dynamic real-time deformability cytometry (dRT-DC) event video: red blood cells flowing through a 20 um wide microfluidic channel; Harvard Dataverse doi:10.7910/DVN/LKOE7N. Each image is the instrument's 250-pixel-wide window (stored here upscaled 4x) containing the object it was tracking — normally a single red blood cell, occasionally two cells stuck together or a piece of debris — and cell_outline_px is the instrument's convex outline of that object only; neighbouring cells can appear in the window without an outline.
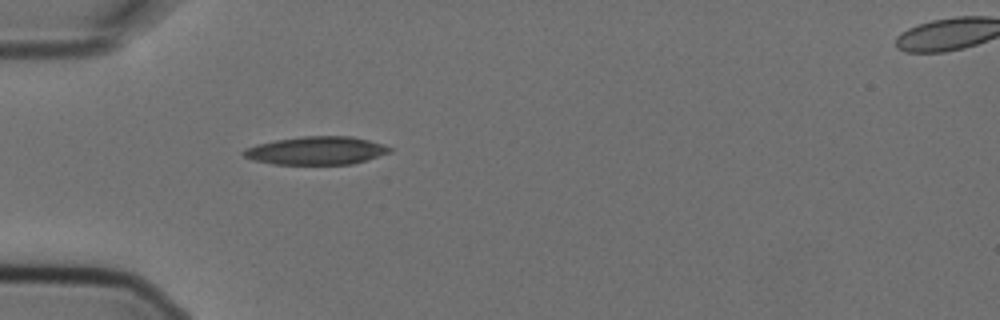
{"species": "Egyptian fruit bat (a non-hibernating species)", "species_latin": "Rousettus aegyptiacus", "temperature_condition": "cold", "stored_images_in_passage": 2, "segment_of_instrument_passage": [1, 2], "camera_frame_rate_fps": 3000, "um_per_image_px": 0.085, "animal": {"sex": "female"}, "frame": {"image": 1, "passage_image": 1, "time_ms": 0.0, "image_size_px": [1000, 320], "cell_outline_px": [[392, 152], [352, 164], [272, 164], [256, 160], [244, 156], [240, 152], [244, 148], [256, 144], [276, 140], [300, 136], [352, 136], [368, 140], [392, 148]], "centroid_in_image_um": [26.86, 12.79], "position_along_channel_um": 58.1, "area_um2": 23.87}}